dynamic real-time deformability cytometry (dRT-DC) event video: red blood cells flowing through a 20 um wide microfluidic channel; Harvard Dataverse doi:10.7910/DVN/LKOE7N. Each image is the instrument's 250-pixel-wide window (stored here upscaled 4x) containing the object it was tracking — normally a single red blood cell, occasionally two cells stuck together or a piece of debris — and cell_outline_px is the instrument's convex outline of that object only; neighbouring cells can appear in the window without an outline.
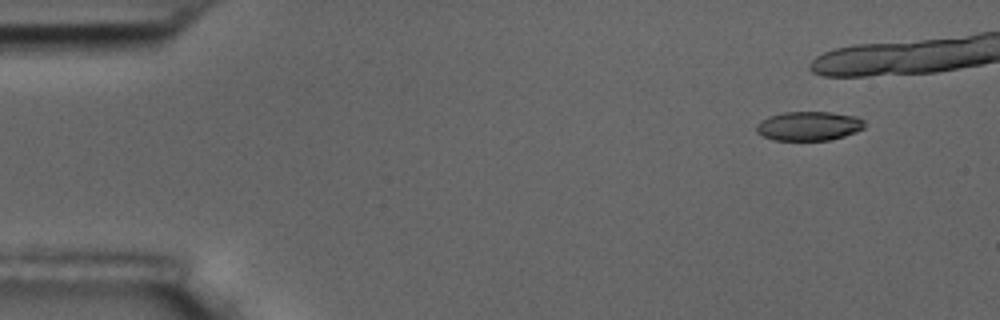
{"species": "common noctule bat (a hibernating species)", "species_latin": "Nyctalus noctula", "temperature_condition": "room temperature", "stored_images_in_passage": 9, "camera_frame_rate_fps": 3000, "um_per_image_px": 0.085, "animal": {"sex": "male", "body_mass_g": 17.5, "forearm_length_mm": 52.3}, "frame": {"image": 1, "passage_image": 1, "time_ms": 0.0, "image_size_px": [1000, 320], "cell_outline_px": [[864, 128], [856, 132], [844, 136], [828, 140], [772, 140], [756, 132], [756, 124], [760, 120], [768, 116], [784, 112], [832, 112], [856, 116], [864, 120]], "centroid_in_image_um": [68.73, 10.7], "position_along_channel_um": 16.3, "area_um2": 18.5}}
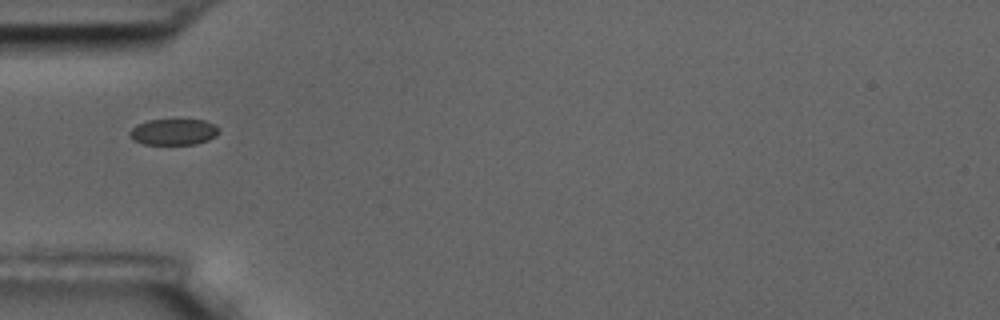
{"frame": {"image": 2, "passage_image": 7, "time_ms": 7.0, "image_size_px": [1000, 320], "cell_outline_px": [[220, 132], [216, 136], [208, 140], [196, 144], [144, 144], [132, 140], [128, 132], [136, 124], [148, 120], [204, 120], [216, 124], [220, 128]], "centroid_in_image_um": [14.77, 11.21], "position_along_channel_um": 70.2, "area_um2": 13.76}}
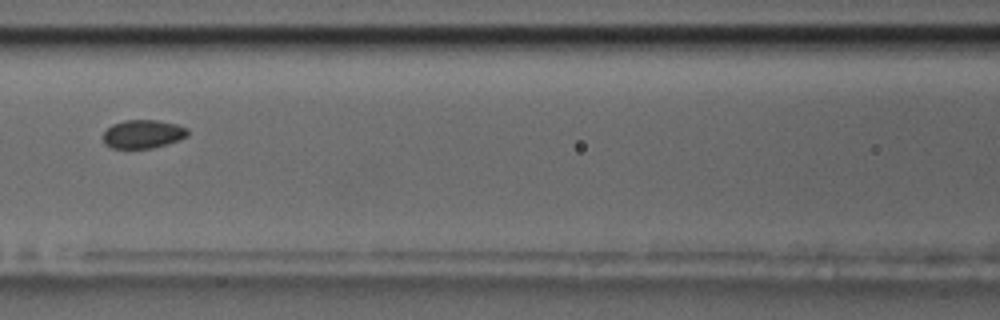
{"frame": {"image": 3, "passage_image": 9, "time_ms": 9.333, "image_size_px": [1000, 320], "cell_outline_px": [[188, 136], [180, 140], [168, 144], [152, 148], [112, 148], [104, 144], [104, 132], [112, 124], [124, 120], [156, 120], [176, 124], [188, 128]], "centroid_in_image_um": [12.17, 11.39], "position_along_channel_um": 154.4, "area_um2": 14.1}}